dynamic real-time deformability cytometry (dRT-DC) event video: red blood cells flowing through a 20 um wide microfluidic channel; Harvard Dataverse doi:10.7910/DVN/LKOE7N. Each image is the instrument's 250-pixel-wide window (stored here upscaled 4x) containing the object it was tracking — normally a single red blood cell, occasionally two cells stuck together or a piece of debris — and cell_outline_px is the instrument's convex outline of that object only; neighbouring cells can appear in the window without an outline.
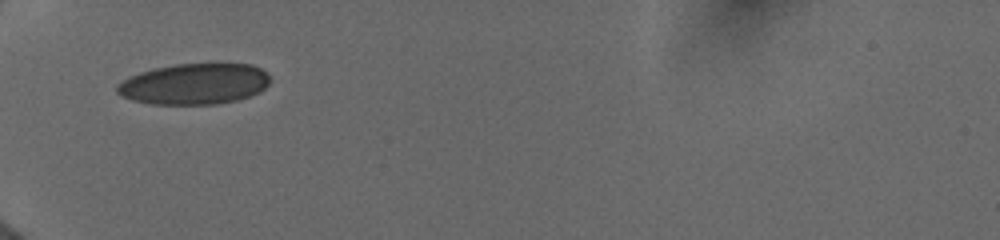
{"species": "human", "species_latin": "Homo sapiens", "temperature_condition": "cold", "stored_images_in_passage": 49, "camera_frame_rate_fps": 3000, "um_per_image_px": 0.085, "donor": {"sex": "female"}, "frame": {"image": 1, "passage_image": 1, "time_ms": 0.0, "image_size_px": [1000, 240], "cell_outline_px": [[272, 80], [260, 92], [236, 100], [216, 104], [152, 104], [132, 100], [120, 96], [116, 92], [116, 84], [128, 76], [152, 68], [176, 64], [252, 64], [268, 72]], "centroid_in_image_um": [16.5, 7.13], "position_along_channel_um": 68.5, "area_um2": 36.82}}
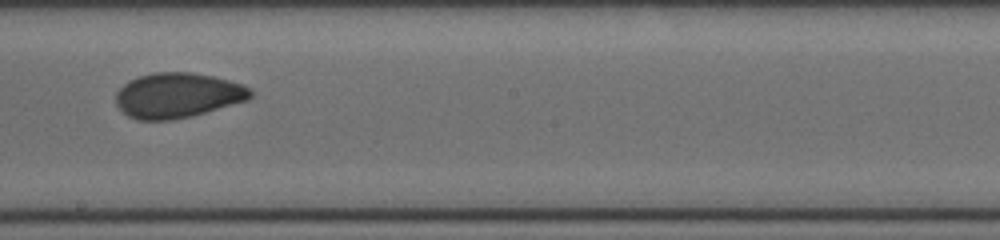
{"frame": {"image": 2, "passage_image": 25, "time_ms": 4.333, "image_size_px": [1000, 240], "cell_outline_px": [[252, 96], [248, 100], [192, 116], [172, 120], [140, 120], [128, 116], [116, 104], [116, 92], [128, 80], [152, 72], [192, 72], [212, 76], [244, 84], [252, 88]], "centroid_in_image_um": [15.12, 8.1], "position_along_channel_um": 233.1, "area_um2": 35.49}}
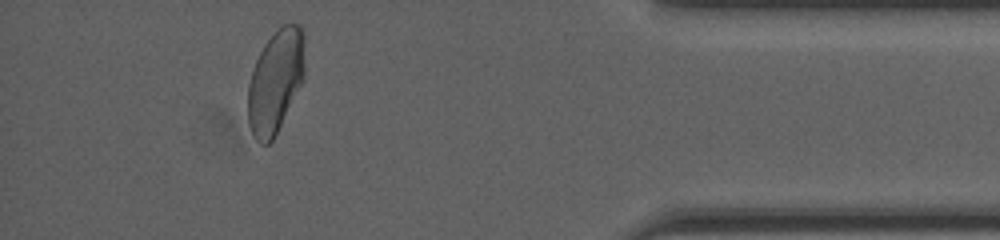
{"frame": {"image": 3, "passage_image": 44, "time_ms": 9.667, "image_size_px": [1000, 240], "cell_outline_px": [[304, 76], [272, 140], [268, 144], [260, 144], [256, 140], [248, 124], [248, 84], [252, 68], [264, 44], [276, 28], [284, 24], [300, 24], [304, 36]], "centroid_in_image_um": [23.39, 6.86], "position_along_channel_um": 411.8, "area_um2": 33.81}, "authors_computed_cell_mechanics": {"area_um2": 35.7204, "velocity_mm_per_s": 3.9796, "shape_relaxation_time_tau1_ms": 7.4585, "shape_relaxation_time_tau2_ms": 1.134, "deformation_change_tau1": 0.1423, "deformation_change_tau2": 0.0483}}